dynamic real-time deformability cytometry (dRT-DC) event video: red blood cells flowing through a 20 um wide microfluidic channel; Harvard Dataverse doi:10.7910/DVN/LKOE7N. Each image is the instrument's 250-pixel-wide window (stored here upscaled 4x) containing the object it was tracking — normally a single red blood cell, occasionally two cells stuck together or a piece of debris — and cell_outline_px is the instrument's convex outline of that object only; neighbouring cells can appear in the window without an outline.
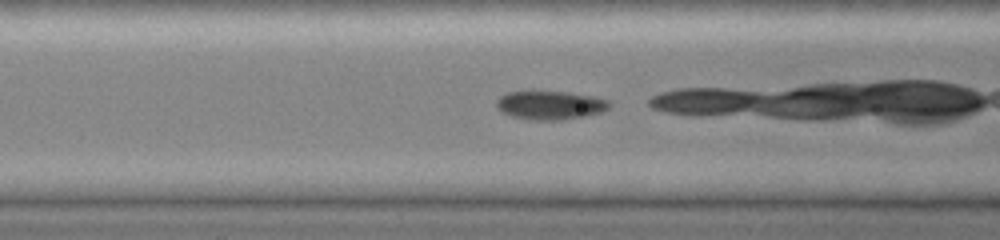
{"species": "common noctule bat (a hibernating species)", "species_latin": "Nyctalus noctula", "temperature_condition": "cold", "stored_images_in_passage": 30, "camera_frame_rate_fps": 3000, "um_per_image_px": 0.085, "animal": {"sex": "female", "body_mass_g": 19.0, "forearm_length_mm": 51.5}, "frame": {"image": 1, "passage_image": 9, "time_ms": 2.667, "image_size_px": [1000, 240], "cell_outline_px": [[612, 104], [608, 108], [600, 112], [584, 116], [560, 120], [532, 120], [512, 116], [496, 108], [496, 100], [500, 96], [508, 92], [532, 88], [568, 92], [596, 96], [608, 100]], "centroid_in_image_um": [46.73, 8.88], "position_along_channel_um": 119.9, "area_um2": 19.59}}